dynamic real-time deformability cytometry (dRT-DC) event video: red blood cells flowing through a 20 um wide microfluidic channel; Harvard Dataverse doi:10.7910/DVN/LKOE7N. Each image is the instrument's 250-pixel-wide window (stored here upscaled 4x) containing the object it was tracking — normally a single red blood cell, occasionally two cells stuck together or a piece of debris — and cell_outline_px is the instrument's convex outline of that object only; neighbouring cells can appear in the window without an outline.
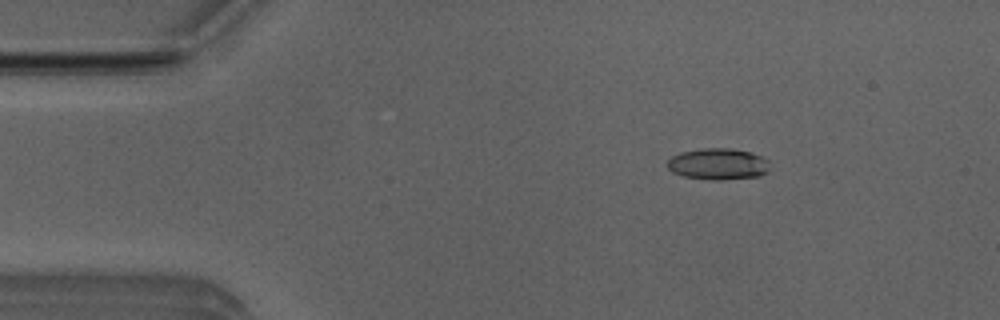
{"species": "Egyptian fruit bat (a non-hibernating species)", "species_latin": "Rousettus aegyptiacus", "temperature_condition": "room temperature", "stored_images_in_passage": 4, "camera_frame_rate_fps": 3000, "um_per_image_px": 0.085, "animal": {"sex": "male"}, "frame": {"image": 1, "passage_image": 2, "time_ms": 0.333, "image_size_px": [1000, 320], "cell_outline_px": [[768, 172], [760, 176], [720, 180], [712, 180], [684, 176], [672, 172], [668, 168], [668, 160], [672, 156], [680, 152], [700, 148], [732, 148], [752, 152], [768, 160]], "centroid_in_image_um": [61.04, 13.93], "position_along_channel_um": 24.0, "area_um2": 18.84}}